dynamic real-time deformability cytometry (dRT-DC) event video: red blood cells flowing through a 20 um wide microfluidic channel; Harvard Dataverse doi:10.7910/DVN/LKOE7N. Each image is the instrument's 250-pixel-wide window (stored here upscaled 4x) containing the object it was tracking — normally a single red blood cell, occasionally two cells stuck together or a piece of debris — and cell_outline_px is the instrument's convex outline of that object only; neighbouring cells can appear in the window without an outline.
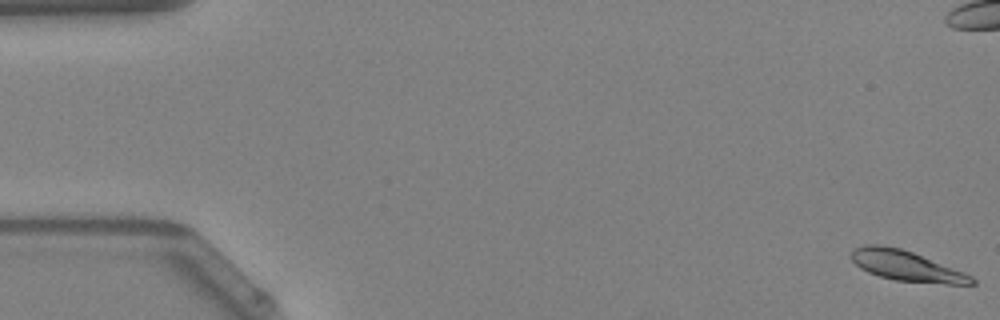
{"species": "Egyptian fruit bat (a non-hibernating species)", "species_latin": "Rousettus aegyptiacus", "temperature_condition": "warm", "stored_images_in_passage": 51, "camera_frame_rate_fps": 3000, "um_per_image_px": 0.085, "animal": {"sex": "female"}, "frame": {"image": 1, "passage_image": 1, "time_ms": 0.0, "image_size_px": [1000, 320], "cell_outline_px": [[976, 284], [948, 284], [896, 280], [880, 276], [868, 272], [860, 268], [852, 260], [852, 252], [856, 248], [864, 244], [880, 244], [900, 248], [912, 252], [964, 272], [972, 276], [976, 280]], "centroid_in_image_um": [77.05, 22.6], "position_along_channel_um": 8.0, "area_um2": 20.98}}
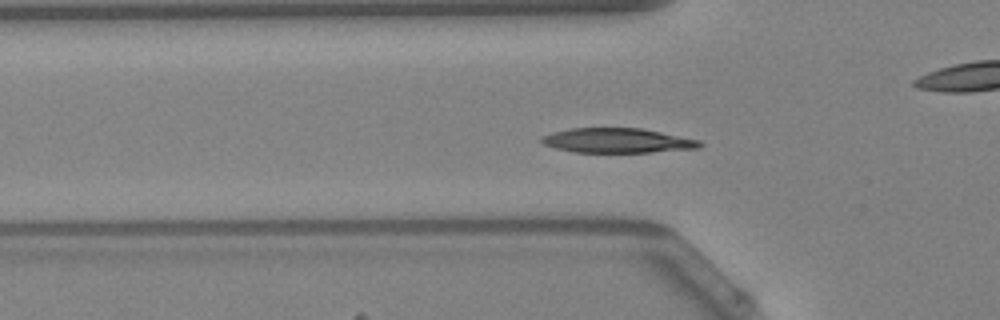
{"frame": {"image": 2, "passage_image": 17, "time_ms": 5.333, "image_size_px": [1000, 320], "cell_outline_px": [[704, 144], [700, 148], [652, 152], [572, 152], [556, 148], [544, 144], [540, 140], [540, 136], [552, 132], [572, 128], [640, 128], [700, 140]], "centroid_in_image_um": [52.47, 11.95], "position_along_channel_um": 73.3, "area_um2": 22.72}}
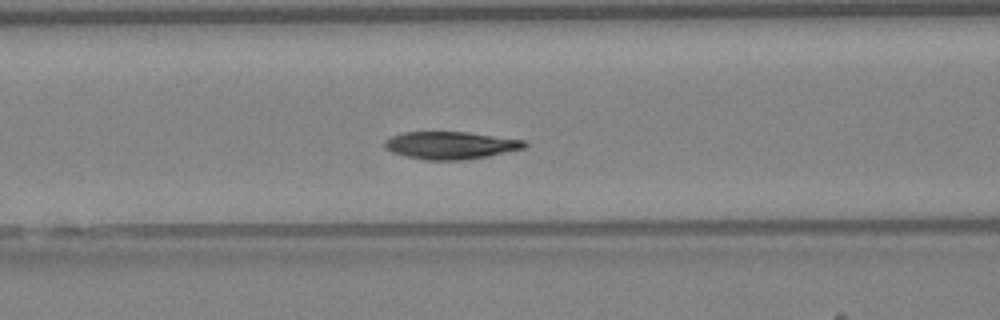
{"frame": {"image": 3, "passage_image": 21, "time_ms": 6.667, "image_size_px": [1000, 320], "cell_outline_px": [[528, 144], [524, 148], [488, 156], [464, 160], [428, 160], [408, 156], [392, 152], [384, 148], [384, 140], [392, 136], [404, 132], [468, 132], [524, 140]], "centroid_in_image_um": [38.29, 12.35], "position_along_channel_um": 128.3, "area_um2": 22.31}, "authors_computed_cell_mechanics": {"area_um2": 22.3108, "velocity_mm_per_s": 4.1094, "shape_relaxation_time_tau1_ms": 2.6834, "shape_relaxation_time_tau2_ms": 2.0329, "deformation_change_tau1": 0.1479, "deformation_change_tau2": 0.0446}}